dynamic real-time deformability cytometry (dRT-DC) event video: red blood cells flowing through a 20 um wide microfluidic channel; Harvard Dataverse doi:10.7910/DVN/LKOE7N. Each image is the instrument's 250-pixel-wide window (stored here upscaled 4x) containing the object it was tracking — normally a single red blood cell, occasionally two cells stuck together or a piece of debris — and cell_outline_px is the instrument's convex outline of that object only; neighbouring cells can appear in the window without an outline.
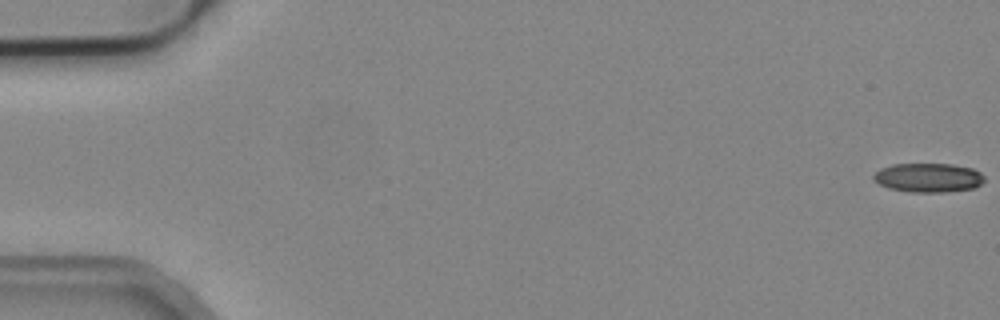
{"species": "common noctule bat (a hibernating species)", "species_latin": "Nyctalus noctula", "temperature_condition": "cold", "stored_images_in_passage": 53, "camera_frame_rate_fps": 3000, "um_per_image_px": 0.085, "animal": {"sex": "male", "body_mass_g": 19.2, "forearm_length_mm": 51.8}, "frame": {"image": 1, "passage_image": 1, "time_ms": 0.0, "image_size_px": [1000, 320], "cell_outline_px": [[984, 180], [980, 184], [972, 188], [944, 192], [908, 192], [888, 188], [872, 180], [872, 176], [880, 168], [892, 164], [952, 164], [972, 168], [980, 172], [984, 176]], "centroid_in_image_um": [78.87, 15.1], "position_along_channel_um": 6.1, "area_um2": 18.84}}
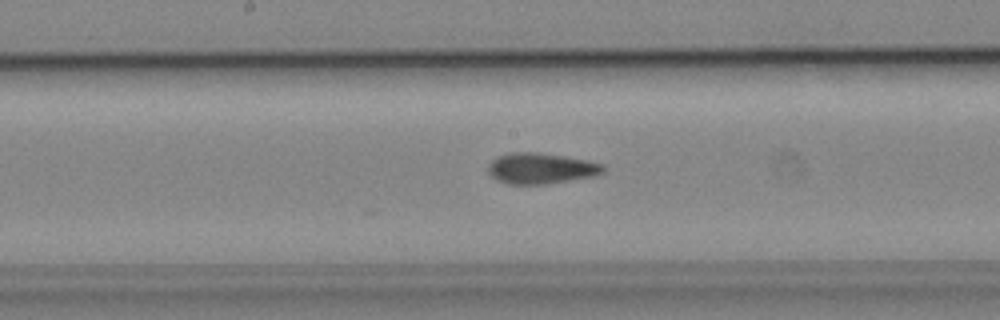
{"frame": {"image": 2, "passage_image": 28, "time_ms": 9.0, "image_size_px": [1000, 320], "cell_outline_px": [[604, 172], [592, 176], [548, 184], [508, 184], [496, 180], [488, 172], [488, 164], [496, 156], [508, 152], [536, 152], [564, 156], [604, 164]], "centroid_in_image_um": [45.93, 14.31], "position_along_channel_um": 202.3, "area_um2": 20.69}}
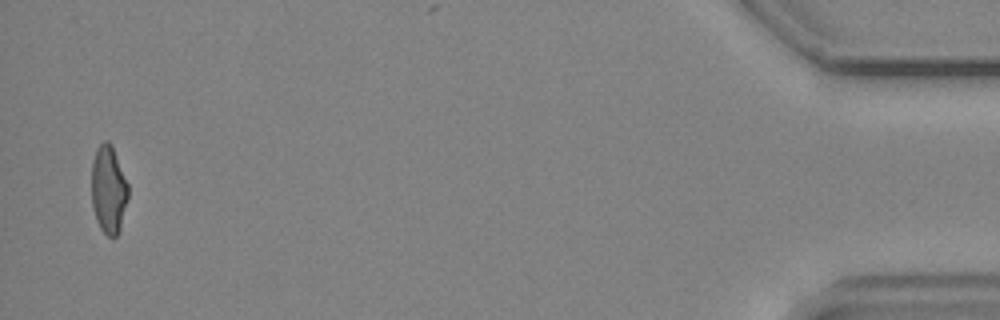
{"frame": {"image": 3, "passage_image": 52, "time_ms": 17.0, "image_size_px": [1000, 320], "cell_outline_px": [[128, 200], [120, 228], [116, 236], [112, 240], [100, 228], [96, 220], [92, 204], [92, 160], [96, 148], [104, 140], [108, 140], [112, 144], [128, 184]], "centroid_in_image_um": [9.23, 16.1], "position_along_channel_um": 426.0, "area_um2": 18.96}, "authors_computed_cell_mechanics": {"area_um2": 19.941, "velocity_mm_per_s": 3.9282, "shape_relaxation_time_tau1_ms": 7.919, "shape_relaxation_time_tau2_ms": 1.9732, "deformation_change_tau1": 0.2025, "deformation_change_tau2": 0.103}}